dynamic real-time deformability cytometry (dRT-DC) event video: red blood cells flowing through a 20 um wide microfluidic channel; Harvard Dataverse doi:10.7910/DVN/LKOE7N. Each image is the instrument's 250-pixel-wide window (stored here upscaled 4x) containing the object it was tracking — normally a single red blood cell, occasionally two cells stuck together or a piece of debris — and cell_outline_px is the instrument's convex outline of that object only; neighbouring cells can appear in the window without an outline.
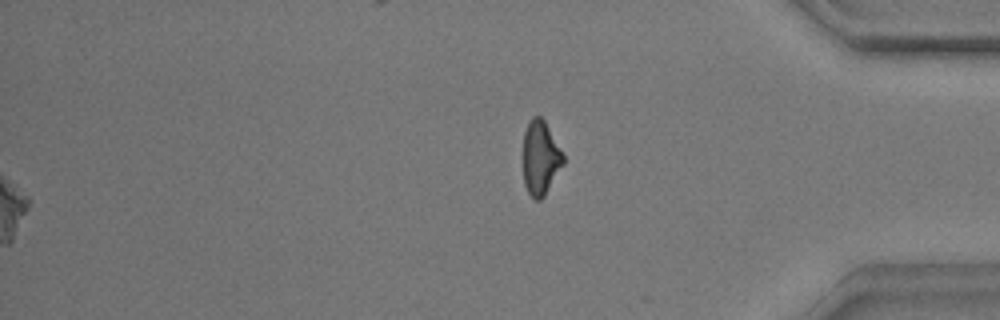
{"species": "common noctule bat (a hibernating species)", "species_latin": "Nyctalus noctula", "temperature_condition": "warm", "stored_images_in_passage": 58, "segment_of_instrument_passage": [2, 2], "camera_frame_rate_fps": 3000, "um_per_image_px": 0.085, "animal": {"sex": "male", "body_mass_g": 17.9}, "frame": {"image": 1, "passage_image": 58, "time_ms": 19.0, "image_size_px": [1000, 320], "cell_outline_px": [[564, 164], [544, 196], [540, 200], [536, 200], [528, 192], [524, 184], [524, 132], [532, 116], [540, 116], [544, 120], [564, 156]], "centroid_in_image_um": [45.94, 13.43], "position_along_channel_um": 389.3, "area_um2": 17.05}}